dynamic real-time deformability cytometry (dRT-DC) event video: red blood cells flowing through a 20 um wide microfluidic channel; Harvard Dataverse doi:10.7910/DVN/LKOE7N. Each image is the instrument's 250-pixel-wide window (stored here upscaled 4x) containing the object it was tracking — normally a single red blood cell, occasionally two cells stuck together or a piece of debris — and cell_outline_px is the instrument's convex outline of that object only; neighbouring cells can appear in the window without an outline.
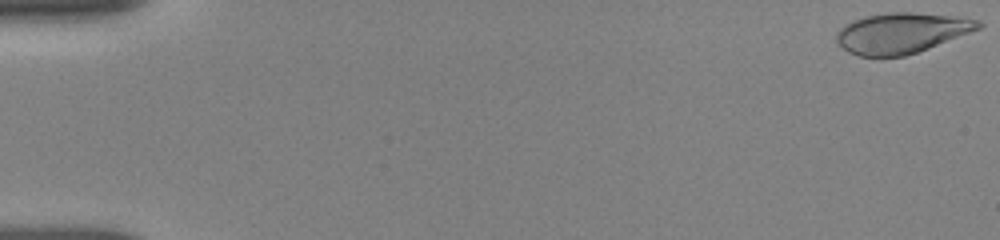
{"species": "human", "species_latin": "Homo sapiens", "temperature_condition": "room temperature", "stored_images_in_passage": 59, "camera_frame_rate_fps": 3000, "um_per_image_px": 0.085, "donor": {"sex": "female"}, "frame": {"image": 1, "passage_image": 1, "time_ms": 0.0, "image_size_px": [1000, 240], "cell_outline_px": [[984, 24], [980, 28], [928, 48], [904, 56], [856, 56], [848, 52], [836, 44], [836, 32], [844, 24], [852, 20], [868, 16], [892, 12], [912, 12], [948, 16], [980, 20]], "centroid_in_image_um": [76.56, 2.81], "position_along_channel_um": 8.4, "area_um2": 33.18}}
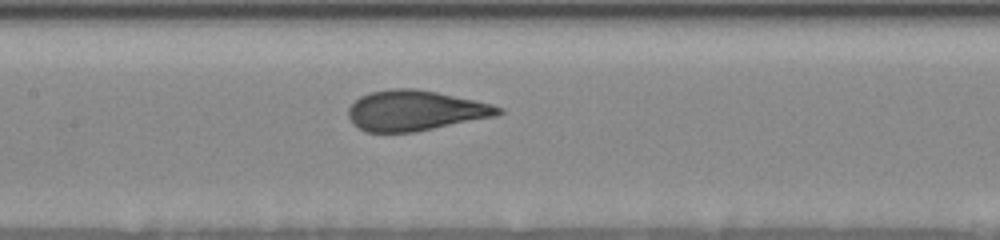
{"frame": {"image": 2, "passage_image": 31, "time_ms": 8.333, "image_size_px": [1000, 240], "cell_outline_px": [[504, 112], [496, 116], [416, 132], [364, 132], [352, 124], [348, 116], [348, 108], [360, 96], [372, 92], [392, 88], [416, 88], [436, 92], [492, 104], [504, 108]], "centroid_in_image_um": [35.29, 9.41], "position_along_channel_um": 172.1, "area_um2": 35.32}}
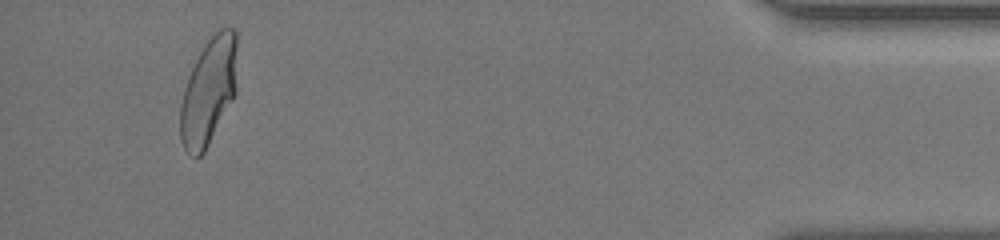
{"frame": {"image": 3, "passage_image": 56, "time_ms": 16.333, "image_size_px": [1000, 240], "cell_outline_px": [[236, 92], [232, 100], [204, 152], [200, 156], [192, 156], [184, 148], [180, 140], [180, 104], [184, 88], [188, 76], [204, 44], [220, 28], [236, 28]], "centroid_in_image_um": [17.72, 7.75], "position_along_channel_um": 417.5, "area_um2": 35.2}, "authors_computed_cell_mechanics": {"area_um2": 35.2002, "velocity_mm_per_s": 3.8343, "shape_relaxation_time_tau1_ms": 3.7951, "shape_relaxation_time_tau2_ms": null, "deformation_change_tau1": 0.1766, "deformation_change_tau2": null}}